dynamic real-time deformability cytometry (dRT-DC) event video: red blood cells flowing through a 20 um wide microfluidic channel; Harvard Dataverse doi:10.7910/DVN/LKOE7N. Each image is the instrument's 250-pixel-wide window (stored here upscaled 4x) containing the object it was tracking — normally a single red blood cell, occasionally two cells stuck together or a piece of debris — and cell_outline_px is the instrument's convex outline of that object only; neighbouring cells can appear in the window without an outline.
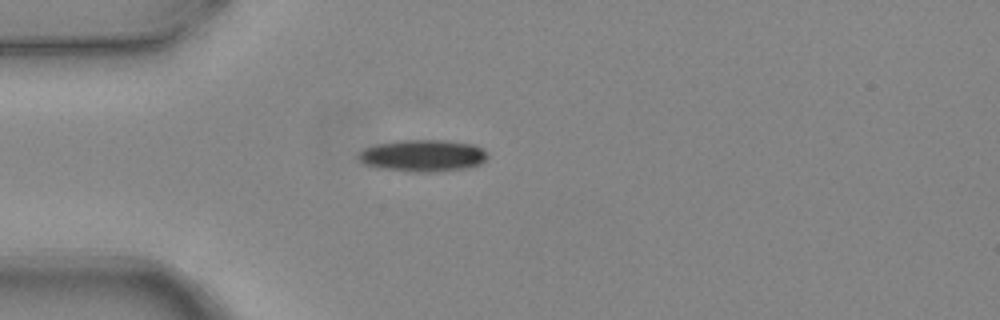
{"species": "common noctule bat (a hibernating species)", "species_latin": "Nyctalus noctula", "temperature_condition": "warm", "stored_images_in_passage": 1, "camera_frame_rate_fps": 3000, "um_per_image_px": 0.085, "animal": {"sex": "female", "body_mass_g": 24.6, "forearm_length_mm": 56.2}, "frame": {"image": 1, "passage_image": 1, "time_ms": 0.0, "image_size_px": [1000, 320], "cell_outline_px": [[488, 156], [480, 164], [468, 168], [432, 172], [416, 172], [380, 168], [364, 164], [356, 156], [364, 148], [376, 144], [396, 140], [448, 140], [476, 144], [484, 148], [488, 152]], "centroid_in_image_um": [35.98, 13.21], "position_along_channel_um": 49.0, "area_um2": 24.33}}